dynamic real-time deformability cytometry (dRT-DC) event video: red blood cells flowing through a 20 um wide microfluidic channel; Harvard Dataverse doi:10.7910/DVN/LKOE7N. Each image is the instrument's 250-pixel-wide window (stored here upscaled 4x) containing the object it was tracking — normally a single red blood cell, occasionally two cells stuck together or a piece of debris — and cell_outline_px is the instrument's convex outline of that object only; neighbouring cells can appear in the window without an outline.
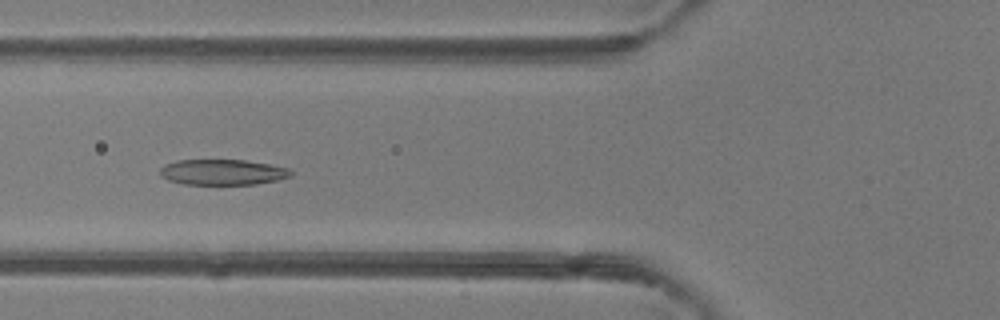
{"species": "common noctule bat (a hibernating species)", "species_latin": "Nyctalus noctula", "temperature_condition": "room temperature", "stored_images_in_passage": 48, "camera_frame_rate_fps": 3000, "um_per_image_px": 0.085, "animal": {"sex": "female"}, "frame": {"image": 1, "passage_image": 17, "time_ms": 5.333, "image_size_px": [1000, 320], "cell_outline_px": [[292, 176], [276, 180], [256, 184], [184, 184], [168, 180], [160, 176], [160, 168], [164, 164], [176, 160], [244, 160], [268, 164], [288, 168], [292, 172]], "centroid_in_image_um": [18.88, 14.63], "position_along_channel_um": 106.9, "area_um2": 19.48}}
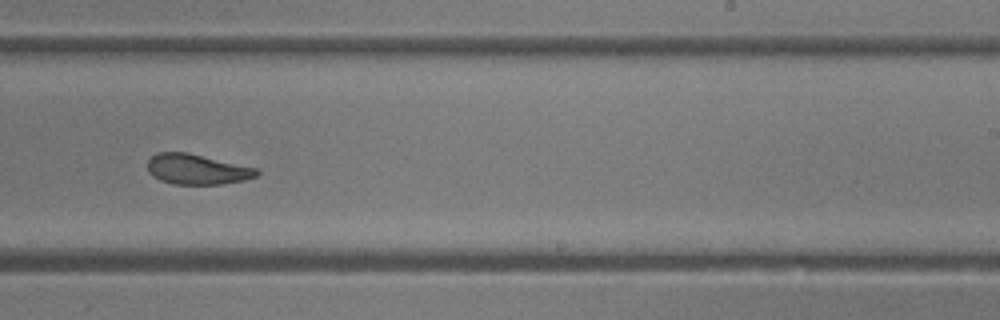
{"frame": {"image": 2, "passage_image": 29, "time_ms": 9.333, "image_size_px": [1000, 320], "cell_outline_px": [[260, 172], [256, 176], [244, 180], [220, 184], [172, 184], [160, 180], [152, 176], [148, 172], [148, 160], [156, 152], [188, 152], [256, 168]], "centroid_in_image_um": [16.71, 14.38], "position_along_channel_um": 272.3, "area_um2": 19.25}}
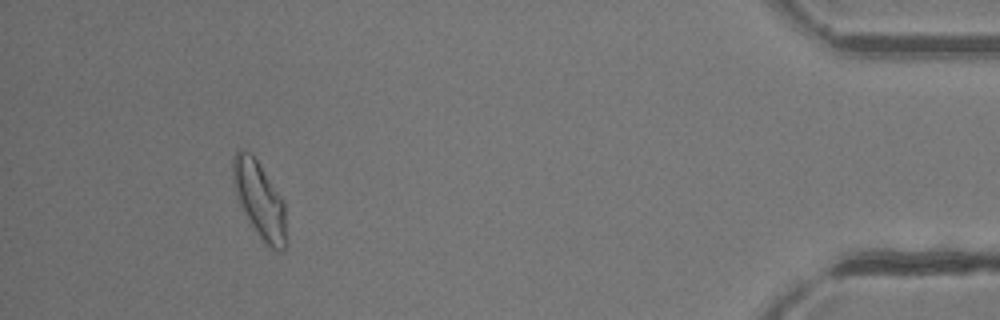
{"frame": {"image": 3, "passage_image": 44, "time_ms": 14.333, "image_size_px": [1000, 320], "cell_outline_px": [[284, 248], [280, 252], [276, 252], [268, 248], [252, 224], [240, 204], [232, 180], [232, 156], [240, 148], [248, 152], [256, 160], [284, 200]], "centroid_in_image_um": [22.03, 16.96], "position_along_channel_um": 413.2, "area_um2": 23.0}, "authors_computed_cell_mechanics": {"area_um2": 21.4727, "velocity_mm_per_s": 4.135, "shape_relaxation_time_tau1_ms": 5.6912, "shape_relaxation_time_tau2_ms": 1.8933, "deformation_change_tau1": 0.1588, "deformation_change_tau2": 0.0783}}